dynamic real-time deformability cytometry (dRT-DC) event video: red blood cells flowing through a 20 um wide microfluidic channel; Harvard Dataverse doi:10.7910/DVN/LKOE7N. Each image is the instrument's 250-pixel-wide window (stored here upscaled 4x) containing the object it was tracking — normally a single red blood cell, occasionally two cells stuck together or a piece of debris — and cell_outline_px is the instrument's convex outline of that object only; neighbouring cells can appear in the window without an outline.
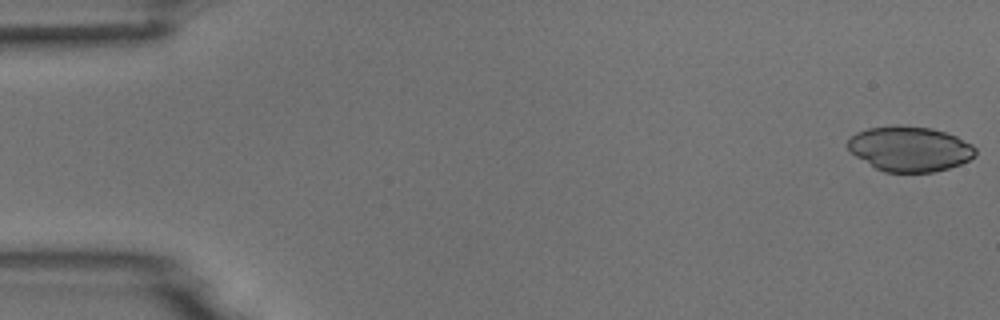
{"species": "common noctule bat (a hibernating species)", "species_latin": "Nyctalus noctula", "temperature_condition": "room temperature", "stored_images_in_passage": 5, "camera_frame_rate_fps": 3000, "um_per_image_px": 0.085, "animal": {"sex": "male", "body_mass_g": 18.8}, "frame": {"image": 1, "passage_image": 1, "time_ms": 0.0, "image_size_px": [1000, 320], "cell_outline_px": [[976, 156], [960, 164], [948, 168], [932, 172], [884, 172], [876, 168], [856, 156], [848, 148], [848, 140], [856, 132], [868, 128], [932, 128], [956, 136], [972, 144], [976, 148]], "centroid_in_image_um": [77.37, 12.69], "position_along_channel_um": 7.6, "area_um2": 32.6}}